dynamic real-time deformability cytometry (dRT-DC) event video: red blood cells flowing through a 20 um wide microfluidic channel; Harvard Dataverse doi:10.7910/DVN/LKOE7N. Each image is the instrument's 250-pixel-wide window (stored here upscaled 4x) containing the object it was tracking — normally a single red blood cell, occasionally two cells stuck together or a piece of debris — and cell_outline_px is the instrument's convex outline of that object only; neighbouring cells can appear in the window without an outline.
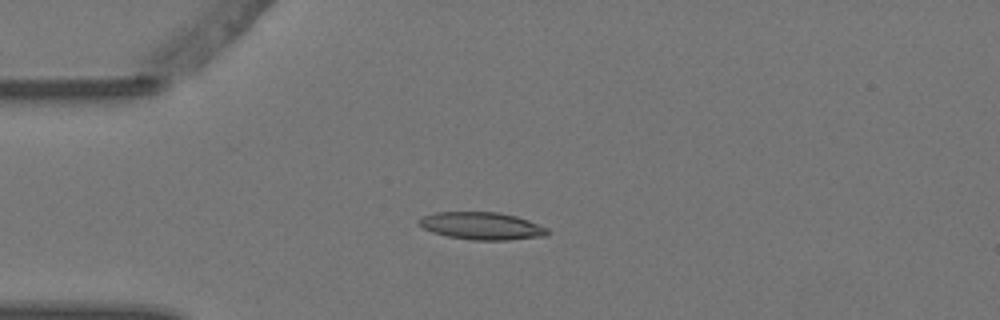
{"species": "Egyptian fruit bat (a non-hibernating species)", "species_latin": "Rousettus aegyptiacus", "temperature_condition": "warm", "stored_images_in_passage": 4, "camera_frame_rate_fps": 3000, "um_per_image_px": 0.085, "animal": {"sex": "female"}, "frame": {"image": 1, "passage_image": 2, "time_ms": 0.333, "image_size_px": [1000, 320], "cell_outline_px": [[548, 236], [508, 240], [472, 240], [448, 236], [432, 232], [416, 224], [416, 220], [424, 216], [436, 212], [500, 212], [516, 216], [528, 220], [548, 228]], "centroid_in_image_um": [40.95, 19.2], "position_along_channel_um": 44.1, "area_um2": 20.69}}
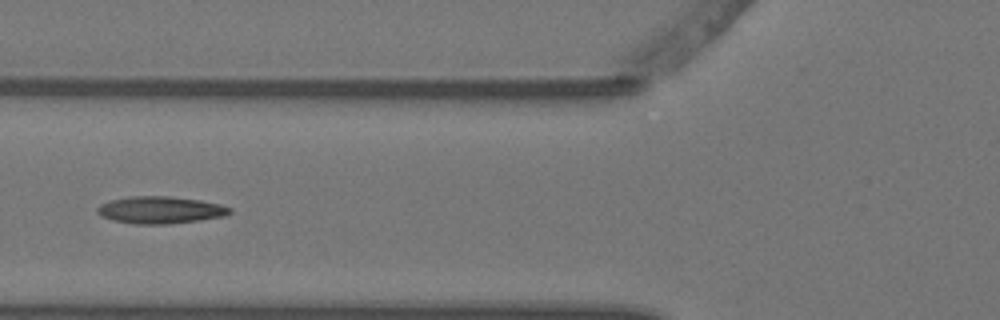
{"frame": {"image": 2, "passage_image": 4, "time_ms": 1.0, "image_size_px": [1000, 320], "cell_outline_px": [[232, 212], [224, 216], [200, 220], [168, 224], [132, 224], [112, 220], [100, 216], [96, 212], [96, 208], [100, 204], [112, 200], [128, 196], [168, 196], [200, 200], [220, 204], [232, 208]], "centroid_in_image_um": [13.6, 17.85], "position_along_channel_um": 112.2, "area_um2": 21.1}}